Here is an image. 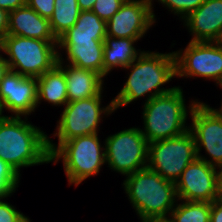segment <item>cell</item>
Listing matches in <instances>:
<instances>
[{
  "label": "cell",
  "instance_id": "20",
  "mask_svg": "<svg viewBox=\"0 0 222 222\" xmlns=\"http://www.w3.org/2000/svg\"><path fill=\"white\" fill-rule=\"evenodd\" d=\"M42 101L59 107H64L68 103L67 83L64 71L58 64L37 78L38 107V104Z\"/></svg>",
  "mask_w": 222,
  "mask_h": 222
},
{
  "label": "cell",
  "instance_id": "21",
  "mask_svg": "<svg viewBox=\"0 0 222 222\" xmlns=\"http://www.w3.org/2000/svg\"><path fill=\"white\" fill-rule=\"evenodd\" d=\"M106 36V21L92 11H81L75 25L58 42L104 41Z\"/></svg>",
  "mask_w": 222,
  "mask_h": 222
},
{
  "label": "cell",
  "instance_id": "15",
  "mask_svg": "<svg viewBox=\"0 0 222 222\" xmlns=\"http://www.w3.org/2000/svg\"><path fill=\"white\" fill-rule=\"evenodd\" d=\"M182 21L190 41H222V0H205Z\"/></svg>",
  "mask_w": 222,
  "mask_h": 222
},
{
  "label": "cell",
  "instance_id": "25",
  "mask_svg": "<svg viewBox=\"0 0 222 222\" xmlns=\"http://www.w3.org/2000/svg\"><path fill=\"white\" fill-rule=\"evenodd\" d=\"M205 0H157L182 20L194 12Z\"/></svg>",
  "mask_w": 222,
  "mask_h": 222
},
{
  "label": "cell",
  "instance_id": "29",
  "mask_svg": "<svg viewBox=\"0 0 222 222\" xmlns=\"http://www.w3.org/2000/svg\"><path fill=\"white\" fill-rule=\"evenodd\" d=\"M210 222H222V200H215L211 203Z\"/></svg>",
  "mask_w": 222,
  "mask_h": 222
},
{
  "label": "cell",
  "instance_id": "27",
  "mask_svg": "<svg viewBox=\"0 0 222 222\" xmlns=\"http://www.w3.org/2000/svg\"><path fill=\"white\" fill-rule=\"evenodd\" d=\"M24 217L12 204L0 199V222H20Z\"/></svg>",
  "mask_w": 222,
  "mask_h": 222
},
{
  "label": "cell",
  "instance_id": "17",
  "mask_svg": "<svg viewBox=\"0 0 222 222\" xmlns=\"http://www.w3.org/2000/svg\"><path fill=\"white\" fill-rule=\"evenodd\" d=\"M8 35L57 40L51 31L49 20L27 5L9 12Z\"/></svg>",
  "mask_w": 222,
  "mask_h": 222
},
{
  "label": "cell",
  "instance_id": "12",
  "mask_svg": "<svg viewBox=\"0 0 222 222\" xmlns=\"http://www.w3.org/2000/svg\"><path fill=\"white\" fill-rule=\"evenodd\" d=\"M153 0H126L106 22L107 36L143 38L156 23Z\"/></svg>",
  "mask_w": 222,
  "mask_h": 222
},
{
  "label": "cell",
  "instance_id": "1",
  "mask_svg": "<svg viewBox=\"0 0 222 222\" xmlns=\"http://www.w3.org/2000/svg\"><path fill=\"white\" fill-rule=\"evenodd\" d=\"M127 81L116 97L112 99L115 111L122 106L146 96L145 103L152 98L173 91L177 86L162 88L176 77L174 52L159 53L144 51L128 66Z\"/></svg>",
  "mask_w": 222,
  "mask_h": 222
},
{
  "label": "cell",
  "instance_id": "10",
  "mask_svg": "<svg viewBox=\"0 0 222 222\" xmlns=\"http://www.w3.org/2000/svg\"><path fill=\"white\" fill-rule=\"evenodd\" d=\"M183 50L174 51L177 78L201 77L222 84V41H190Z\"/></svg>",
  "mask_w": 222,
  "mask_h": 222
},
{
  "label": "cell",
  "instance_id": "4",
  "mask_svg": "<svg viewBox=\"0 0 222 222\" xmlns=\"http://www.w3.org/2000/svg\"><path fill=\"white\" fill-rule=\"evenodd\" d=\"M183 95V89L177 86L170 93L156 96L144 103V129L140 130L148 143L176 137L189 130L186 123L188 114L198 100H192L188 107Z\"/></svg>",
  "mask_w": 222,
  "mask_h": 222
},
{
  "label": "cell",
  "instance_id": "16",
  "mask_svg": "<svg viewBox=\"0 0 222 222\" xmlns=\"http://www.w3.org/2000/svg\"><path fill=\"white\" fill-rule=\"evenodd\" d=\"M57 64L63 69L67 83L68 102L88 99L99 95L104 88V79L98 73L66 64L60 50H58Z\"/></svg>",
  "mask_w": 222,
  "mask_h": 222
},
{
  "label": "cell",
  "instance_id": "38",
  "mask_svg": "<svg viewBox=\"0 0 222 222\" xmlns=\"http://www.w3.org/2000/svg\"><path fill=\"white\" fill-rule=\"evenodd\" d=\"M20 222H31L28 216H25Z\"/></svg>",
  "mask_w": 222,
  "mask_h": 222
},
{
  "label": "cell",
  "instance_id": "3",
  "mask_svg": "<svg viewBox=\"0 0 222 222\" xmlns=\"http://www.w3.org/2000/svg\"><path fill=\"white\" fill-rule=\"evenodd\" d=\"M122 185L141 221L168 219L178 201L175 183L149 167L126 176Z\"/></svg>",
  "mask_w": 222,
  "mask_h": 222
},
{
  "label": "cell",
  "instance_id": "19",
  "mask_svg": "<svg viewBox=\"0 0 222 222\" xmlns=\"http://www.w3.org/2000/svg\"><path fill=\"white\" fill-rule=\"evenodd\" d=\"M141 38H114L106 36L103 52V78L114 68L128 67L143 51L136 49L134 43Z\"/></svg>",
  "mask_w": 222,
  "mask_h": 222
},
{
  "label": "cell",
  "instance_id": "26",
  "mask_svg": "<svg viewBox=\"0 0 222 222\" xmlns=\"http://www.w3.org/2000/svg\"><path fill=\"white\" fill-rule=\"evenodd\" d=\"M125 1L126 0H96L91 11L107 22L120 9Z\"/></svg>",
  "mask_w": 222,
  "mask_h": 222
},
{
  "label": "cell",
  "instance_id": "18",
  "mask_svg": "<svg viewBox=\"0 0 222 222\" xmlns=\"http://www.w3.org/2000/svg\"><path fill=\"white\" fill-rule=\"evenodd\" d=\"M58 50H65L67 64L94 71L103 77L104 41L58 42Z\"/></svg>",
  "mask_w": 222,
  "mask_h": 222
},
{
  "label": "cell",
  "instance_id": "23",
  "mask_svg": "<svg viewBox=\"0 0 222 222\" xmlns=\"http://www.w3.org/2000/svg\"><path fill=\"white\" fill-rule=\"evenodd\" d=\"M178 201L168 218L170 222H210V202Z\"/></svg>",
  "mask_w": 222,
  "mask_h": 222
},
{
  "label": "cell",
  "instance_id": "33",
  "mask_svg": "<svg viewBox=\"0 0 222 222\" xmlns=\"http://www.w3.org/2000/svg\"><path fill=\"white\" fill-rule=\"evenodd\" d=\"M81 11H91L96 0H77Z\"/></svg>",
  "mask_w": 222,
  "mask_h": 222
},
{
  "label": "cell",
  "instance_id": "28",
  "mask_svg": "<svg viewBox=\"0 0 222 222\" xmlns=\"http://www.w3.org/2000/svg\"><path fill=\"white\" fill-rule=\"evenodd\" d=\"M26 5L48 20L54 12V0H26Z\"/></svg>",
  "mask_w": 222,
  "mask_h": 222
},
{
  "label": "cell",
  "instance_id": "35",
  "mask_svg": "<svg viewBox=\"0 0 222 222\" xmlns=\"http://www.w3.org/2000/svg\"><path fill=\"white\" fill-rule=\"evenodd\" d=\"M141 222H170L168 219H158V220H145Z\"/></svg>",
  "mask_w": 222,
  "mask_h": 222
},
{
  "label": "cell",
  "instance_id": "30",
  "mask_svg": "<svg viewBox=\"0 0 222 222\" xmlns=\"http://www.w3.org/2000/svg\"><path fill=\"white\" fill-rule=\"evenodd\" d=\"M26 5V0H0V8L8 12Z\"/></svg>",
  "mask_w": 222,
  "mask_h": 222
},
{
  "label": "cell",
  "instance_id": "8",
  "mask_svg": "<svg viewBox=\"0 0 222 222\" xmlns=\"http://www.w3.org/2000/svg\"><path fill=\"white\" fill-rule=\"evenodd\" d=\"M197 158L195 139L190 130L149 143L147 167L176 183L184 169Z\"/></svg>",
  "mask_w": 222,
  "mask_h": 222
},
{
  "label": "cell",
  "instance_id": "37",
  "mask_svg": "<svg viewBox=\"0 0 222 222\" xmlns=\"http://www.w3.org/2000/svg\"><path fill=\"white\" fill-rule=\"evenodd\" d=\"M3 110H2V105H1V102H0V119L4 118L6 115L3 114Z\"/></svg>",
  "mask_w": 222,
  "mask_h": 222
},
{
  "label": "cell",
  "instance_id": "36",
  "mask_svg": "<svg viewBox=\"0 0 222 222\" xmlns=\"http://www.w3.org/2000/svg\"><path fill=\"white\" fill-rule=\"evenodd\" d=\"M222 117V101L221 106L218 109L213 108Z\"/></svg>",
  "mask_w": 222,
  "mask_h": 222
},
{
  "label": "cell",
  "instance_id": "32",
  "mask_svg": "<svg viewBox=\"0 0 222 222\" xmlns=\"http://www.w3.org/2000/svg\"><path fill=\"white\" fill-rule=\"evenodd\" d=\"M216 183L219 200H222V164L215 166Z\"/></svg>",
  "mask_w": 222,
  "mask_h": 222
},
{
  "label": "cell",
  "instance_id": "9",
  "mask_svg": "<svg viewBox=\"0 0 222 222\" xmlns=\"http://www.w3.org/2000/svg\"><path fill=\"white\" fill-rule=\"evenodd\" d=\"M104 142L105 163L111 170L128 176L147 167L149 143L140 128L124 129L109 135Z\"/></svg>",
  "mask_w": 222,
  "mask_h": 222
},
{
  "label": "cell",
  "instance_id": "31",
  "mask_svg": "<svg viewBox=\"0 0 222 222\" xmlns=\"http://www.w3.org/2000/svg\"><path fill=\"white\" fill-rule=\"evenodd\" d=\"M9 12L0 8V40L8 34Z\"/></svg>",
  "mask_w": 222,
  "mask_h": 222
},
{
  "label": "cell",
  "instance_id": "5",
  "mask_svg": "<svg viewBox=\"0 0 222 222\" xmlns=\"http://www.w3.org/2000/svg\"><path fill=\"white\" fill-rule=\"evenodd\" d=\"M58 40H39L28 37L6 35L0 40V53L11 71L25 77L39 78L51 70L59 59Z\"/></svg>",
  "mask_w": 222,
  "mask_h": 222
},
{
  "label": "cell",
  "instance_id": "11",
  "mask_svg": "<svg viewBox=\"0 0 222 222\" xmlns=\"http://www.w3.org/2000/svg\"><path fill=\"white\" fill-rule=\"evenodd\" d=\"M189 115L192 119L189 130L195 139L197 158L212 166L222 164V117L202 101L194 104ZM202 147L210 159L201 155Z\"/></svg>",
  "mask_w": 222,
  "mask_h": 222
},
{
  "label": "cell",
  "instance_id": "14",
  "mask_svg": "<svg viewBox=\"0 0 222 222\" xmlns=\"http://www.w3.org/2000/svg\"><path fill=\"white\" fill-rule=\"evenodd\" d=\"M2 110L16 117H27L37 106V78L25 77L9 70L0 82Z\"/></svg>",
  "mask_w": 222,
  "mask_h": 222
},
{
  "label": "cell",
  "instance_id": "13",
  "mask_svg": "<svg viewBox=\"0 0 222 222\" xmlns=\"http://www.w3.org/2000/svg\"><path fill=\"white\" fill-rule=\"evenodd\" d=\"M178 200L210 202L218 200L215 166L196 158L175 183Z\"/></svg>",
  "mask_w": 222,
  "mask_h": 222
},
{
  "label": "cell",
  "instance_id": "6",
  "mask_svg": "<svg viewBox=\"0 0 222 222\" xmlns=\"http://www.w3.org/2000/svg\"><path fill=\"white\" fill-rule=\"evenodd\" d=\"M50 159L55 164L62 161L69 186H78L90 176L97 175L106 164L105 146H102L98 133L83 135L63 142Z\"/></svg>",
  "mask_w": 222,
  "mask_h": 222
},
{
  "label": "cell",
  "instance_id": "22",
  "mask_svg": "<svg viewBox=\"0 0 222 222\" xmlns=\"http://www.w3.org/2000/svg\"><path fill=\"white\" fill-rule=\"evenodd\" d=\"M80 13L77 0H54V12L49 22L57 40L75 25Z\"/></svg>",
  "mask_w": 222,
  "mask_h": 222
},
{
  "label": "cell",
  "instance_id": "24",
  "mask_svg": "<svg viewBox=\"0 0 222 222\" xmlns=\"http://www.w3.org/2000/svg\"><path fill=\"white\" fill-rule=\"evenodd\" d=\"M20 176L21 174L0 158V199L5 200L15 193Z\"/></svg>",
  "mask_w": 222,
  "mask_h": 222
},
{
  "label": "cell",
  "instance_id": "34",
  "mask_svg": "<svg viewBox=\"0 0 222 222\" xmlns=\"http://www.w3.org/2000/svg\"><path fill=\"white\" fill-rule=\"evenodd\" d=\"M10 70L8 63L5 60V57H3L2 54H0V82L4 78V76L7 74V72Z\"/></svg>",
  "mask_w": 222,
  "mask_h": 222
},
{
  "label": "cell",
  "instance_id": "2",
  "mask_svg": "<svg viewBox=\"0 0 222 222\" xmlns=\"http://www.w3.org/2000/svg\"><path fill=\"white\" fill-rule=\"evenodd\" d=\"M22 118L0 119V158L19 174L23 167L51 162L46 132Z\"/></svg>",
  "mask_w": 222,
  "mask_h": 222
},
{
  "label": "cell",
  "instance_id": "7",
  "mask_svg": "<svg viewBox=\"0 0 222 222\" xmlns=\"http://www.w3.org/2000/svg\"><path fill=\"white\" fill-rule=\"evenodd\" d=\"M102 93L88 99L68 102L57 121L56 131L53 137L58 138L56 145L48 137V149L50 155L65 141L83 135L97 134L103 116L115 112L112 100L107 106H101ZM105 107V108H104Z\"/></svg>",
  "mask_w": 222,
  "mask_h": 222
}]
</instances>
